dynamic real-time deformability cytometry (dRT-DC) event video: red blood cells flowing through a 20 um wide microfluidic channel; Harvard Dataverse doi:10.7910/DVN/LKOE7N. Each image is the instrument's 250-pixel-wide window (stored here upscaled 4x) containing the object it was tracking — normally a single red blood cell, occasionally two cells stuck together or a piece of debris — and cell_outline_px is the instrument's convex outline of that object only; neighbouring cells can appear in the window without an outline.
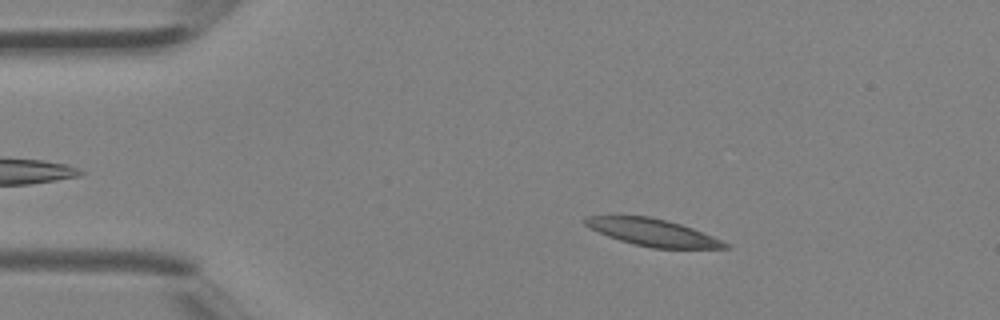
{"species": "Egyptian fruit bat (a non-hibernating species)", "species_latin": "Rousettus aegyptiacus", "temperature_condition": "room temperature", "stored_images_in_passage": 2, "camera_frame_rate_fps": 3000, "um_per_image_px": 0.085, "animal": {"sex": "female"}, "frame": {"image": 1, "passage_image": 1, "time_ms": 0.0, "image_size_px": [1000, 320], "cell_outline_px": [[732, 248], [652, 248], [620, 240], [608, 236], [584, 224], [584, 220], [588, 216], [648, 216], [680, 224], [692, 228], [732, 244]], "centroid_in_image_um": [55.55, 19.77], "position_along_channel_um": 29.5, "area_um2": 21.68}}